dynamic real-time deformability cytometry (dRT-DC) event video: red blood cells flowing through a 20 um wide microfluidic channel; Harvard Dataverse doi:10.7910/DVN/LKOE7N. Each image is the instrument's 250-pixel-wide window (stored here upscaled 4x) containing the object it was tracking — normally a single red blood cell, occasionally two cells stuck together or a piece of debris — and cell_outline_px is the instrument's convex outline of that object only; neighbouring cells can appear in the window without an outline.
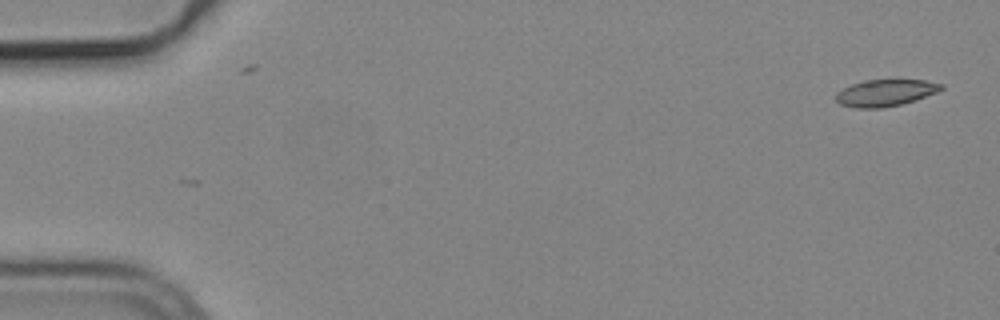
{"species": "common noctule bat (a hibernating species)", "species_latin": "Nyctalus noctula", "temperature_condition": "cold", "stored_images_in_passage": 2, "camera_frame_rate_fps": 3000, "um_per_image_px": 0.085, "animal": {"sex": "male", "body_mass_g": 19.2, "forearm_length_mm": 51.8}, "frame": {"image": 1, "passage_image": 1, "time_ms": 0.0, "image_size_px": [1000, 320], "cell_outline_px": [[944, 88], [936, 92], [916, 100], [900, 104], [880, 108], [856, 108], [840, 104], [836, 100], [836, 92], [852, 84], [864, 80], [924, 80], [944, 84]], "centroid_in_image_um": [75.26, 7.89], "position_along_channel_um": 9.7, "area_um2": 16.3}}